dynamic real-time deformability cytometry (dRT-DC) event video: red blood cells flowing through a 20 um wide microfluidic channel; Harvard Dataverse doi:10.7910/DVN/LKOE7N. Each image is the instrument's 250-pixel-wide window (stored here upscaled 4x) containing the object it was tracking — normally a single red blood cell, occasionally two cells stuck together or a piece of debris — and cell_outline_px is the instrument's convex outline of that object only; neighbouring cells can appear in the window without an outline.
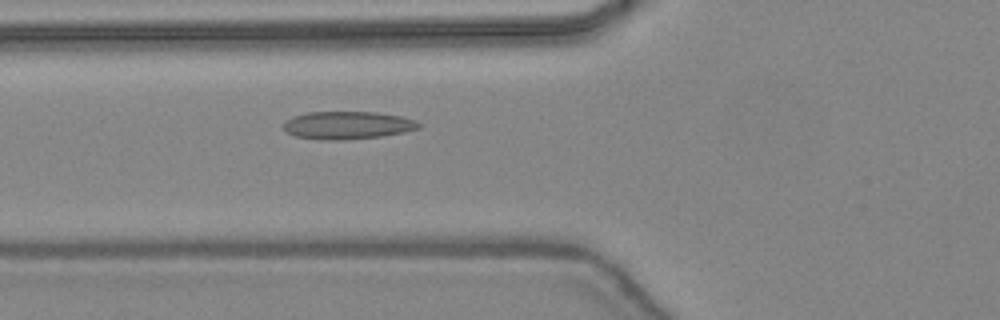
{"species": "common noctule bat (a hibernating species)", "species_latin": "Nyctalus noctula", "temperature_condition": "warm", "stored_images_in_passage": 45, "camera_frame_rate_fps": 3000, "um_per_image_px": 0.085, "animal": {"sex": "female", "body_mass_g": 24.6, "forearm_length_mm": 56.2}, "frame": {"image": 1, "passage_image": 17, "time_ms": 5.333, "image_size_px": [1000, 320], "cell_outline_px": [[424, 124], [420, 128], [404, 132], [380, 136], [344, 140], [320, 140], [296, 136], [288, 132], [284, 128], [284, 120], [292, 116], [308, 112], [376, 112], [400, 116], [416, 120]], "centroid_in_image_um": [29.56, 10.64], "position_along_channel_um": 96.2, "area_um2": 22.02}}
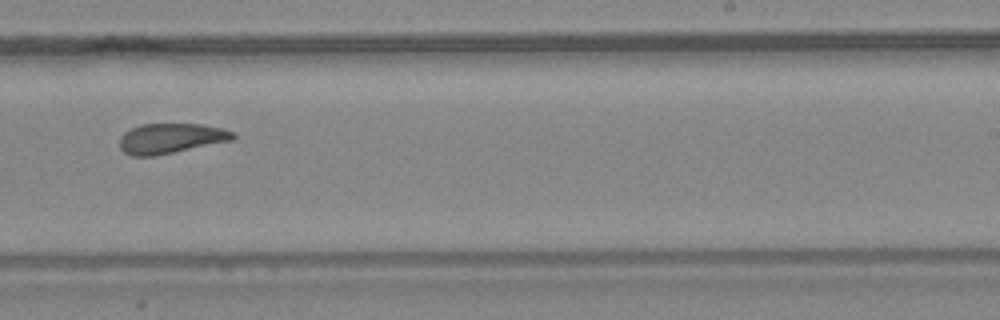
{"frame": {"image": 2, "passage_image": 29, "time_ms": 9.333, "image_size_px": [1000, 320], "cell_outline_px": [[236, 136], [232, 140], [156, 156], [132, 156], [124, 152], [120, 148], [120, 136], [124, 132], [140, 124], [200, 124], [220, 128], [236, 132]], "centroid_in_image_um": [14.51, 11.76], "position_along_channel_um": 274.5, "area_um2": 19.88}}
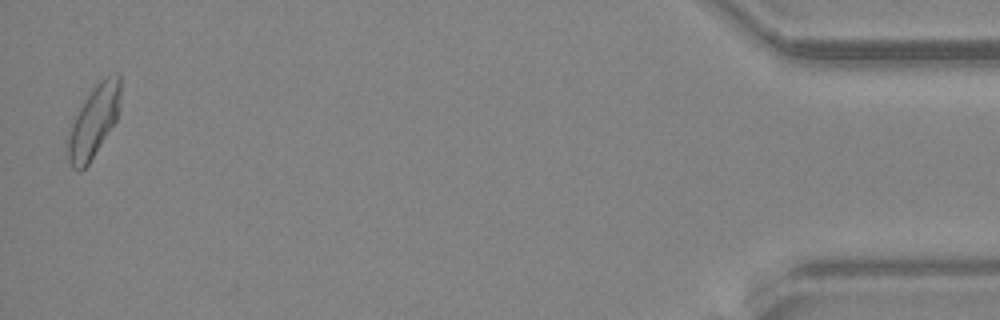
{"frame": {"image": 3, "passage_image": 45, "time_ms": 14.667, "image_size_px": [1000, 320], "cell_outline_px": [[120, 96], [116, 120], [88, 164], [80, 172], [72, 168], [68, 160], [64, 148], [64, 140], [72, 116], [92, 88], [104, 76], [116, 72], [120, 72]], "centroid_in_image_um": [7.87, 10.32], "position_along_channel_um": 427.3, "area_um2": 22.83}, "authors_computed_cell_mechanics": {"area_um2": 21.0392, "velocity_mm_per_s": 4.4521, "shape_relaxation_time_tau1_ms": null, "shape_relaxation_time_tau2_ms": 2.3009, "deformation_change_tau1": null, "deformation_change_tau2": 0.0885}}